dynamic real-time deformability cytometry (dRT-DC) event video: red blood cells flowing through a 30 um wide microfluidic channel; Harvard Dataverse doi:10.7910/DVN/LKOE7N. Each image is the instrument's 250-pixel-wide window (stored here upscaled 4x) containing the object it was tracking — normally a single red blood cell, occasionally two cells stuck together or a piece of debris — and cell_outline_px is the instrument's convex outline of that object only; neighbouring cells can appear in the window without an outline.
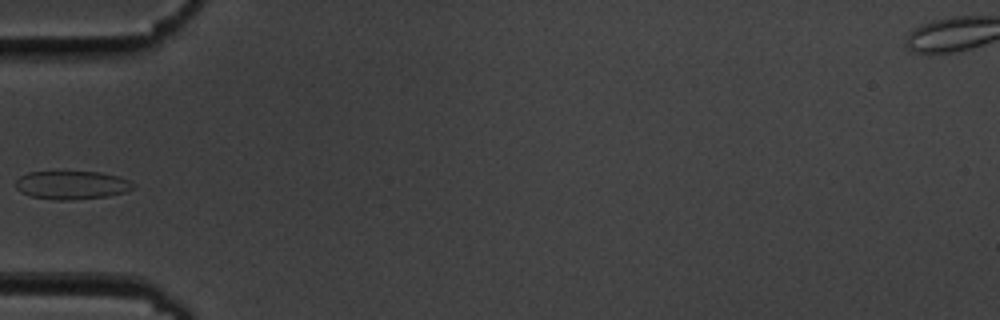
{"species": "common noctule bat (a hibernating species)", "species_latin": "Nyctalus noctula", "temperature_condition": "cold", "stored_images_in_passage": 10, "camera_frame_rate_fps": 3000, "um_per_image_px": 0.085, "animal": {"sex": "male", "body_mass_g": 19.5, "forearm_length_mm": 54.6}, "frame": {"image": 1, "passage_image": 1, "time_ms": 0.0, "image_size_px": [1000, 320], "cell_outline_px": [[136, 188], [124, 192], [108, 196], [72, 200], [56, 200], [32, 196], [20, 192], [16, 188], [16, 180], [20, 176], [28, 172], [100, 172], [120, 176], [136, 184]], "centroid_in_image_um": [6.14, 15.73], "position_along_channel_um": 78.9, "area_um2": 19.54}}
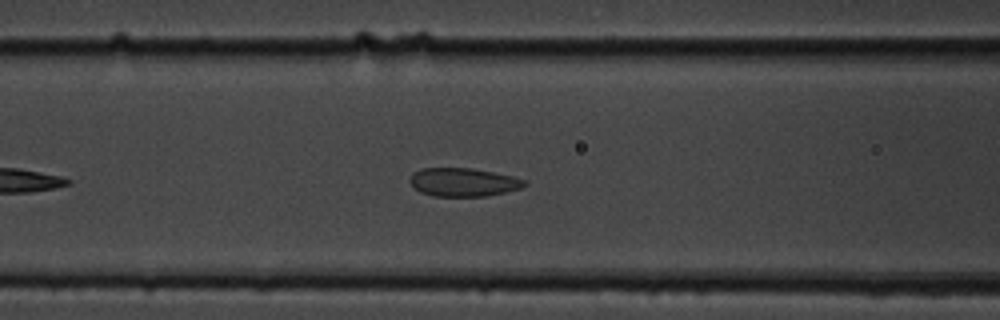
{"frame": {"image": 2, "passage_image": 5, "time_ms": 1.333, "image_size_px": [1000, 320], "cell_outline_px": [[528, 184], [520, 188], [488, 196], [432, 196], [420, 192], [408, 180], [412, 172], [420, 168], [472, 168], [512, 176], [524, 180]], "centroid_in_image_um": [39.34, 15.48], "position_along_channel_um": 127.3, "area_um2": 18.96}}